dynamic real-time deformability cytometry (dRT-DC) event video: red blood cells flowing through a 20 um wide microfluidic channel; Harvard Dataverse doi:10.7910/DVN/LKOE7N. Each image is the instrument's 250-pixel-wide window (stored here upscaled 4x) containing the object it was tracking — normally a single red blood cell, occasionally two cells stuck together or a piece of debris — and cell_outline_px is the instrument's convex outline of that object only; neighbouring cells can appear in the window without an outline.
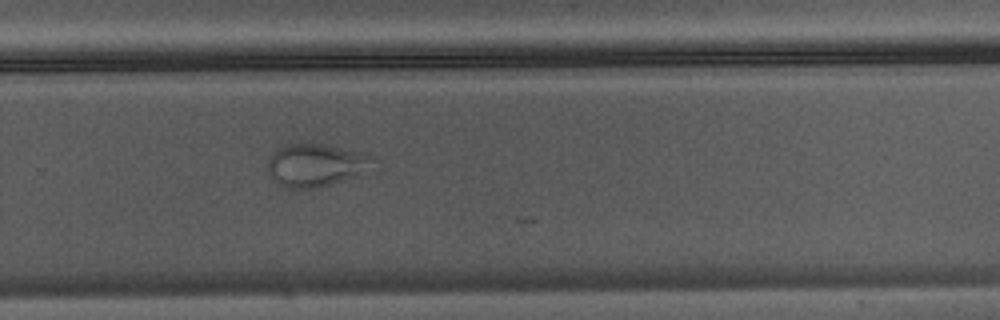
{"species": "Egyptian fruit bat (a non-hibernating species)", "species_latin": "Rousettus aegyptiacus", "temperature_condition": "warm", "stored_images_in_passage": 47, "camera_frame_rate_fps": 3000, "um_per_image_px": 0.085, "animal": {"sex": "male"}, "frame": {"image": 1, "passage_image": 37, "time_ms": 12.0, "image_size_px": [1000, 320], "cell_outline_px": [[380, 160], [332, 184], [316, 188], [284, 188], [268, 172], [268, 160], [280, 148], [288, 144], [320, 144], [360, 152]], "centroid_in_image_um": [26.78, 14.03], "position_along_channel_um": 303.0, "area_um2": 25.03}}